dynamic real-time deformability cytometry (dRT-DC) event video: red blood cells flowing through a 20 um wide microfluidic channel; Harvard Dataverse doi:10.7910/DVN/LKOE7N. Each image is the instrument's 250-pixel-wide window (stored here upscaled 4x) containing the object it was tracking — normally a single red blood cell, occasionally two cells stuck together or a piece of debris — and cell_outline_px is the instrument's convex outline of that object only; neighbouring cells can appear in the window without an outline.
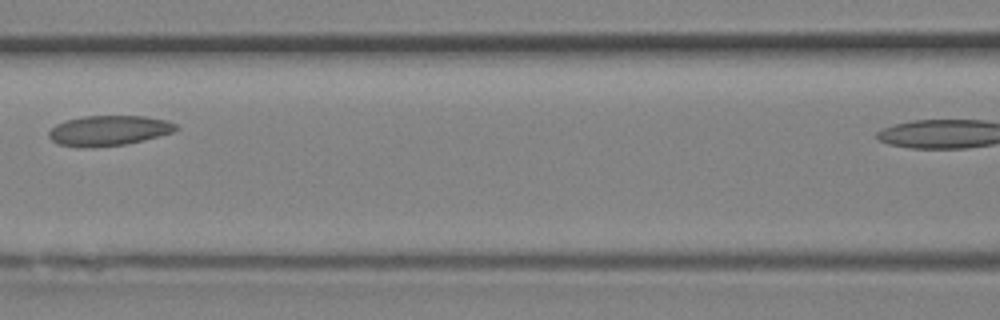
{"species": "Egyptian fruit bat (a non-hibernating species)", "species_latin": "Rousettus aegyptiacus", "temperature_condition": "room temperature", "stored_images_in_passage": 16, "camera_frame_rate_fps": 3000, "um_per_image_px": 0.085, "animal": {"sex": "female"}, "frame": {"image": 1, "passage_image": 12, "time_ms": 3.667, "image_size_px": [1000, 320], "cell_outline_px": [[180, 128], [172, 132], [144, 140], [124, 144], [92, 148], [80, 148], [56, 144], [48, 136], [48, 132], [56, 124], [68, 120], [84, 116], [144, 116], [168, 120], [176, 124]], "centroid_in_image_um": [9.23, 11.11], "position_along_channel_um": 157.4, "area_um2": 22.48}}